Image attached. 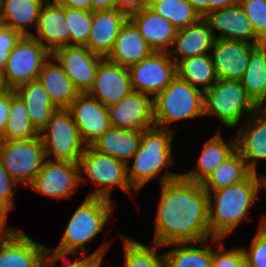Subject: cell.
<instances>
[{
  "label": "cell",
  "instance_id": "ee69618b",
  "mask_svg": "<svg viewBox=\"0 0 266 267\" xmlns=\"http://www.w3.org/2000/svg\"><path fill=\"white\" fill-rule=\"evenodd\" d=\"M107 246V243L101 245L94 253L88 254V257H81V260L77 258L72 262L71 260L66 259L64 264L69 263L65 264V267H101L104 254L107 251Z\"/></svg>",
  "mask_w": 266,
  "mask_h": 267
},
{
  "label": "cell",
  "instance_id": "3957f363",
  "mask_svg": "<svg viewBox=\"0 0 266 267\" xmlns=\"http://www.w3.org/2000/svg\"><path fill=\"white\" fill-rule=\"evenodd\" d=\"M113 209L111 200L87 196L71 216L58 247L54 252L48 249L43 267L54 265L60 258L66 259L69 253L82 251L84 255L88 254L83 245L104 229Z\"/></svg>",
  "mask_w": 266,
  "mask_h": 267
},
{
  "label": "cell",
  "instance_id": "d6986e66",
  "mask_svg": "<svg viewBox=\"0 0 266 267\" xmlns=\"http://www.w3.org/2000/svg\"><path fill=\"white\" fill-rule=\"evenodd\" d=\"M210 24L211 30H219L221 34L215 35V39H230L246 41L260 45L264 42L246 16L242 6L238 3L234 6L211 11L204 17Z\"/></svg>",
  "mask_w": 266,
  "mask_h": 267
},
{
  "label": "cell",
  "instance_id": "d590c367",
  "mask_svg": "<svg viewBox=\"0 0 266 267\" xmlns=\"http://www.w3.org/2000/svg\"><path fill=\"white\" fill-rule=\"evenodd\" d=\"M207 241H203V249L192 247L189 242L173 243L177 248L164 254L165 267H211L212 250L206 247Z\"/></svg>",
  "mask_w": 266,
  "mask_h": 267
},
{
  "label": "cell",
  "instance_id": "f6af8a7d",
  "mask_svg": "<svg viewBox=\"0 0 266 267\" xmlns=\"http://www.w3.org/2000/svg\"><path fill=\"white\" fill-rule=\"evenodd\" d=\"M11 109V89L0 94V138L4 134L6 123Z\"/></svg>",
  "mask_w": 266,
  "mask_h": 267
},
{
  "label": "cell",
  "instance_id": "30bf717a",
  "mask_svg": "<svg viewBox=\"0 0 266 267\" xmlns=\"http://www.w3.org/2000/svg\"><path fill=\"white\" fill-rule=\"evenodd\" d=\"M51 56L52 53L37 39L23 36L11 51L2 71L6 87L16 90L21 85L37 80L43 65Z\"/></svg>",
  "mask_w": 266,
  "mask_h": 267
},
{
  "label": "cell",
  "instance_id": "74e56055",
  "mask_svg": "<svg viewBox=\"0 0 266 267\" xmlns=\"http://www.w3.org/2000/svg\"><path fill=\"white\" fill-rule=\"evenodd\" d=\"M65 23L72 45L85 46L91 32L92 11L65 7Z\"/></svg>",
  "mask_w": 266,
  "mask_h": 267
},
{
  "label": "cell",
  "instance_id": "f546056e",
  "mask_svg": "<svg viewBox=\"0 0 266 267\" xmlns=\"http://www.w3.org/2000/svg\"><path fill=\"white\" fill-rule=\"evenodd\" d=\"M15 92L24 101L32 124L41 132L58 107L38 80L21 85Z\"/></svg>",
  "mask_w": 266,
  "mask_h": 267
},
{
  "label": "cell",
  "instance_id": "e0dca14e",
  "mask_svg": "<svg viewBox=\"0 0 266 267\" xmlns=\"http://www.w3.org/2000/svg\"><path fill=\"white\" fill-rule=\"evenodd\" d=\"M257 46L252 42L216 39L211 57L217 79L240 81Z\"/></svg>",
  "mask_w": 266,
  "mask_h": 267
},
{
  "label": "cell",
  "instance_id": "8fae6325",
  "mask_svg": "<svg viewBox=\"0 0 266 267\" xmlns=\"http://www.w3.org/2000/svg\"><path fill=\"white\" fill-rule=\"evenodd\" d=\"M173 53L154 51L149 56L130 66L131 88L153 98L163 91L177 75ZM173 60V61H172Z\"/></svg>",
  "mask_w": 266,
  "mask_h": 267
},
{
  "label": "cell",
  "instance_id": "f907efd6",
  "mask_svg": "<svg viewBox=\"0 0 266 267\" xmlns=\"http://www.w3.org/2000/svg\"><path fill=\"white\" fill-rule=\"evenodd\" d=\"M204 18L208 14V0H186Z\"/></svg>",
  "mask_w": 266,
  "mask_h": 267
},
{
  "label": "cell",
  "instance_id": "603a6c76",
  "mask_svg": "<svg viewBox=\"0 0 266 267\" xmlns=\"http://www.w3.org/2000/svg\"><path fill=\"white\" fill-rule=\"evenodd\" d=\"M129 20L154 51L170 52L177 29L148 6L129 14Z\"/></svg>",
  "mask_w": 266,
  "mask_h": 267
},
{
  "label": "cell",
  "instance_id": "4316f807",
  "mask_svg": "<svg viewBox=\"0 0 266 267\" xmlns=\"http://www.w3.org/2000/svg\"><path fill=\"white\" fill-rule=\"evenodd\" d=\"M45 62L38 76V81L48 92L50 99L58 108H67L80 94L59 64Z\"/></svg>",
  "mask_w": 266,
  "mask_h": 267
},
{
  "label": "cell",
  "instance_id": "f5cc1de1",
  "mask_svg": "<svg viewBox=\"0 0 266 267\" xmlns=\"http://www.w3.org/2000/svg\"><path fill=\"white\" fill-rule=\"evenodd\" d=\"M8 88L5 85L4 79H3V72L0 70V94L5 92Z\"/></svg>",
  "mask_w": 266,
  "mask_h": 267
},
{
  "label": "cell",
  "instance_id": "8d00e7d4",
  "mask_svg": "<svg viewBox=\"0 0 266 267\" xmlns=\"http://www.w3.org/2000/svg\"><path fill=\"white\" fill-rule=\"evenodd\" d=\"M123 240L125 267H165L164 254L159 257L156 253V249L163 246L153 243L150 248L124 235Z\"/></svg>",
  "mask_w": 266,
  "mask_h": 267
},
{
  "label": "cell",
  "instance_id": "2e32d148",
  "mask_svg": "<svg viewBox=\"0 0 266 267\" xmlns=\"http://www.w3.org/2000/svg\"><path fill=\"white\" fill-rule=\"evenodd\" d=\"M67 109L87 146L93 144L111 126L107 107L88 93H80Z\"/></svg>",
  "mask_w": 266,
  "mask_h": 267
},
{
  "label": "cell",
  "instance_id": "9c48e42d",
  "mask_svg": "<svg viewBox=\"0 0 266 267\" xmlns=\"http://www.w3.org/2000/svg\"><path fill=\"white\" fill-rule=\"evenodd\" d=\"M45 159L40 135L28 140H0V162L16 183L30 186Z\"/></svg>",
  "mask_w": 266,
  "mask_h": 267
},
{
  "label": "cell",
  "instance_id": "6da1fadb",
  "mask_svg": "<svg viewBox=\"0 0 266 267\" xmlns=\"http://www.w3.org/2000/svg\"><path fill=\"white\" fill-rule=\"evenodd\" d=\"M161 198L155 219L153 243L196 244L209 239L208 193L201 184L185 179L182 174L167 172L160 178Z\"/></svg>",
  "mask_w": 266,
  "mask_h": 267
},
{
  "label": "cell",
  "instance_id": "8992f818",
  "mask_svg": "<svg viewBox=\"0 0 266 267\" xmlns=\"http://www.w3.org/2000/svg\"><path fill=\"white\" fill-rule=\"evenodd\" d=\"M39 135L46 158L52 154V161L78 163L87 146L67 108H58Z\"/></svg>",
  "mask_w": 266,
  "mask_h": 267
},
{
  "label": "cell",
  "instance_id": "277c9868",
  "mask_svg": "<svg viewBox=\"0 0 266 267\" xmlns=\"http://www.w3.org/2000/svg\"><path fill=\"white\" fill-rule=\"evenodd\" d=\"M173 134L174 131L170 127L166 129L152 126L142 131L140 145L132 156L133 166L127 165L128 180L136 191L156 177L163 168L173 164L171 155Z\"/></svg>",
  "mask_w": 266,
  "mask_h": 267
},
{
  "label": "cell",
  "instance_id": "b9f144b4",
  "mask_svg": "<svg viewBox=\"0 0 266 267\" xmlns=\"http://www.w3.org/2000/svg\"><path fill=\"white\" fill-rule=\"evenodd\" d=\"M23 35L11 27L0 24V70L3 71L11 51Z\"/></svg>",
  "mask_w": 266,
  "mask_h": 267
},
{
  "label": "cell",
  "instance_id": "4dcf8cb0",
  "mask_svg": "<svg viewBox=\"0 0 266 267\" xmlns=\"http://www.w3.org/2000/svg\"><path fill=\"white\" fill-rule=\"evenodd\" d=\"M240 82L247 96L258 108H262L266 101V43L258 45L252 51Z\"/></svg>",
  "mask_w": 266,
  "mask_h": 267
},
{
  "label": "cell",
  "instance_id": "836d02e7",
  "mask_svg": "<svg viewBox=\"0 0 266 267\" xmlns=\"http://www.w3.org/2000/svg\"><path fill=\"white\" fill-rule=\"evenodd\" d=\"M39 133L31 122L24 101L15 90H11L10 115L0 140H28L39 136Z\"/></svg>",
  "mask_w": 266,
  "mask_h": 267
},
{
  "label": "cell",
  "instance_id": "ba28073f",
  "mask_svg": "<svg viewBox=\"0 0 266 267\" xmlns=\"http://www.w3.org/2000/svg\"><path fill=\"white\" fill-rule=\"evenodd\" d=\"M80 183L85 178L82 172L87 174L92 182L99 188L91 192L89 197H101L111 200L110 191L114 186L131 194L134 189L128 180L127 164L110 155L97 152L91 146H86L84 153L78 161ZM102 186V188H101Z\"/></svg>",
  "mask_w": 266,
  "mask_h": 267
},
{
  "label": "cell",
  "instance_id": "60d3db41",
  "mask_svg": "<svg viewBox=\"0 0 266 267\" xmlns=\"http://www.w3.org/2000/svg\"><path fill=\"white\" fill-rule=\"evenodd\" d=\"M218 247V251L212 250L211 267H240L245 261L242 248L224 250L223 244H220Z\"/></svg>",
  "mask_w": 266,
  "mask_h": 267
},
{
  "label": "cell",
  "instance_id": "7a4b0ae2",
  "mask_svg": "<svg viewBox=\"0 0 266 267\" xmlns=\"http://www.w3.org/2000/svg\"><path fill=\"white\" fill-rule=\"evenodd\" d=\"M266 189V176L251 173L245 180L208 194V221L212 241H220L247 218L249 207L259 201L258 191ZM215 201L213 205L212 201Z\"/></svg>",
  "mask_w": 266,
  "mask_h": 267
},
{
  "label": "cell",
  "instance_id": "f35d334b",
  "mask_svg": "<svg viewBox=\"0 0 266 267\" xmlns=\"http://www.w3.org/2000/svg\"><path fill=\"white\" fill-rule=\"evenodd\" d=\"M250 250L242 248L245 261L250 267H266V216L260 221L258 231L252 239Z\"/></svg>",
  "mask_w": 266,
  "mask_h": 267
},
{
  "label": "cell",
  "instance_id": "7bdbcfd3",
  "mask_svg": "<svg viewBox=\"0 0 266 267\" xmlns=\"http://www.w3.org/2000/svg\"><path fill=\"white\" fill-rule=\"evenodd\" d=\"M13 186H17V183L9 176L6 169L0 162V201L9 209H13L15 204L13 194L17 189H13Z\"/></svg>",
  "mask_w": 266,
  "mask_h": 267
},
{
  "label": "cell",
  "instance_id": "cb8c5ba5",
  "mask_svg": "<svg viewBox=\"0 0 266 267\" xmlns=\"http://www.w3.org/2000/svg\"><path fill=\"white\" fill-rule=\"evenodd\" d=\"M154 50L148 45L136 26L128 19L115 39L113 49L106 57L112 63L129 68Z\"/></svg>",
  "mask_w": 266,
  "mask_h": 267
},
{
  "label": "cell",
  "instance_id": "ac0fdd59",
  "mask_svg": "<svg viewBox=\"0 0 266 267\" xmlns=\"http://www.w3.org/2000/svg\"><path fill=\"white\" fill-rule=\"evenodd\" d=\"M130 91L129 69L105 58L100 63L94 83L87 93L108 107L120 102Z\"/></svg>",
  "mask_w": 266,
  "mask_h": 267
},
{
  "label": "cell",
  "instance_id": "484cf974",
  "mask_svg": "<svg viewBox=\"0 0 266 267\" xmlns=\"http://www.w3.org/2000/svg\"><path fill=\"white\" fill-rule=\"evenodd\" d=\"M142 137L141 131L110 126L90 146L97 152L115 157L128 165L129 159L137 152Z\"/></svg>",
  "mask_w": 266,
  "mask_h": 267
},
{
  "label": "cell",
  "instance_id": "44dd1931",
  "mask_svg": "<svg viewBox=\"0 0 266 267\" xmlns=\"http://www.w3.org/2000/svg\"><path fill=\"white\" fill-rule=\"evenodd\" d=\"M35 30L38 36L31 34V37L37 39L51 53L58 48L72 45L70 32L65 23V7L51 0L43 3Z\"/></svg>",
  "mask_w": 266,
  "mask_h": 267
},
{
  "label": "cell",
  "instance_id": "f1b7e54d",
  "mask_svg": "<svg viewBox=\"0 0 266 267\" xmlns=\"http://www.w3.org/2000/svg\"><path fill=\"white\" fill-rule=\"evenodd\" d=\"M236 151V139L225 143L220 134L210 138L205 144L198 159L197 170L184 173L182 176L192 182L202 184L212 171Z\"/></svg>",
  "mask_w": 266,
  "mask_h": 267
},
{
  "label": "cell",
  "instance_id": "c3c4849f",
  "mask_svg": "<svg viewBox=\"0 0 266 267\" xmlns=\"http://www.w3.org/2000/svg\"><path fill=\"white\" fill-rule=\"evenodd\" d=\"M91 11L116 9V0H90Z\"/></svg>",
  "mask_w": 266,
  "mask_h": 267
},
{
  "label": "cell",
  "instance_id": "d4e9b609",
  "mask_svg": "<svg viewBox=\"0 0 266 267\" xmlns=\"http://www.w3.org/2000/svg\"><path fill=\"white\" fill-rule=\"evenodd\" d=\"M215 40L214 31L211 30L209 22L201 18L195 24L177 30L173 41L176 46L172 51L175 54L173 60L177 64L180 61L178 58L180 55L184 59L209 54L207 51L213 48Z\"/></svg>",
  "mask_w": 266,
  "mask_h": 267
},
{
  "label": "cell",
  "instance_id": "9a60e30c",
  "mask_svg": "<svg viewBox=\"0 0 266 267\" xmlns=\"http://www.w3.org/2000/svg\"><path fill=\"white\" fill-rule=\"evenodd\" d=\"M107 111L114 127L142 132L154 126L153 99L141 92L130 91L120 102L108 106Z\"/></svg>",
  "mask_w": 266,
  "mask_h": 267
},
{
  "label": "cell",
  "instance_id": "ffe728a7",
  "mask_svg": "<svg viewBox=\"0 0 266 267\" xmlns=\"http://www.w3.org/2000/svg\"><path fill=\"white\" fill-rule=\"evenodd\" d=\"M129 15L119 9L92 12V25L89 40L85 45L92 53L106 58L113 49L121 27Z\"/></svg>",
  "mask_w": 266,
  "mask_h": 267
},
{
  "label": "cell",
  "instance_id": "7dc6e473",
  "mask_svg": "<svg viewBox=\"0 0 266 267\" xmlns=\"http://www.w3.org/2000/svg\"><path fill=\"white\" fill-rule=\"evenodd\" d=\"M53 2L64 7L91 11L90 0H53Z\"/></svg>",
  "mask_w": 266,
  "mask_h": 267
},
{
  "label": "cell",
  "instance_id": "7402d4cb",
  "mask_svg": "<svg viewBox=\"0 0 266 267\" xmlns=\"http://www.w3.org/2000/svg\"><path fill=\"white\" fill-rule=\"evenodd\" d=\"M238 131L236 150L245 159L252 173H257V160H266V107L257 109Z\"/></svg>",
  "mask_w": 266,
  "mask_h": 267
},
{
  "label": "cell",
  "instance_id": "83f0119b",
  "mask_svg": "<svg viewBox=\"0 0 266 267\" xmlns=\"http://www.w3.org/2000/svg\"><path fill=\"white\" fill-rule=\"evenodd\" d=\"M46 0H0V24L11 27L23 36H31L27 26L36 28L38 15Z\"/></svg>",
  "mask_w": 266,
  "mask_h": 267
},
{
  "label": "cell",
  "instance_id": "52a82bcc",
  "mask_svg": "<svg viewBox=\"0 0 266 267\" xmlns=\"http://www.w3.org/2000/svg\"><path fill=\"white\" fill-rule=\"evenodd\" d=\"M257 109L240 81L217 79V82L204 92V115L217 116L227 127L238 125L242 112L245 111L251 116Z\"/></svg>",
  "mask_w": 266,
  "mask_h": 267
},
{
  "label": "cell",
  "instance_id": "db71d44e",
  "mask_svg": "<svg viewBox=\"0 0 266 267\" xmlns=\"http://www.w3.org/2000/svg\"><path fill=\"white\" fill-rule=\"evenodd\" d=\"M240 267H250V266H249V264H248L246 261H244V262L240 265Z\"/></svg>",
  "mask_w": 266,
  "mask_h": 267
},
{
  "label": "cell",
  "instance_id": "ab89813d",
  "mask_svg": "<svg viewBox=\"0 0 266 267\" xmlns=\"http://www.w3.org/2000/svg\"><path fill=\"white\" fill-rule=\"evenodd\" d=\"M257 36L266 43V0H239Z\"/></svg>",
  "mask_w": 266,
  "mask_h": 267
},
{
  "label": "cell",
  "instance_id": "bcb514c9",
  "mask_svg": "<svg viewBox=\"0 0 266 267\" xmlns=\"http://www.w3.org/2000/svg\"><path fill=\"white\" fill-rule=\"evenodd\" d=\"M148 6V0H116V8L128 15Z\"/></svg>",
  "mask_w": 266,
  "mask_h": 267
},
{
  "label": "cell",
  "instance_id": "5bb4252c",
  "mask_svg": "<svg viewBox=\"0 0 266 267\" xmlns=\"http://www.w3.org/2000/svg\"><path fill=\"white\" fill-rule=\"evenodd\" d=\"M80 184L78 163L47 160L30 185L35 191L53 198H67Z\"/></svg>",
  "mask_w": 266,
  "mask_h": 267
},
{
  "label": "cell",
  "instance_id": "816d5d0a",
  "mask_svg": "<svg viewBox=\"0 0 266 267\" xmlns=\"http://www.w3.org/2000/svg\"><path fill=\"white\" fill-rule=\"evenodd\" d=\"M8 211L9 209L0 201V233L3 230H11V228H5Z\"/></svg>",
  "mask_w": 266,
  "mask_h": 267
},
{
  "label": "cell",
  "instance_id": "d6a6232c",
  "mask_svg": "<svg viewBox=\"0 0 266 267\" xmlns=\"http://www.w3.org/2000/svg\"><path fill=\"white\" fill-rule=\"evenodd\" d=\"M176 71L180 78L190 83L193 87L197 88L196 84L202 85L201 90L203 93L217 82L210 54L180 59L176 64Z\"/></svg>",
  "mask_w": 266,
  "mask_h": 267
},
{
  "label": "cell",
  "instance_id": "e575fe53",
  "mask_svg": "<svg viewBox=\"0 0 266 267\" xmlns=\"http://www.w3.org/2000/svg\"><path fill=\"white\" fill-rule=\"evenodd\" d=\"M148 7L179 30L195 24L202 17L186 0H148Z\"/></svg>",
  "mask_w": 266,
  "mask_h": 267
},
{
  "label": "cell",
  "instance_id": "4fadbf2b",
  "mask_svg": "<svg viewBox=\"0 0 266 267\" xmlns=\"http://www.w3.org/2000/svg\"><path fill=\"white\" fill-rule=\"evenodd\" d=\"M48 248L17 229L0 233V267H43Z\"/></svg>",
  "mask_w": 266,
  "mask_h": 267
},
{
  "label": "cell",
  "instance_id": "5b68a950",
  "mask_svg": "<svg viewBox=\"0 0 266 267\" xmlns=\"http://www.w3.org/2000/svg\"><path fill=\"white\" fill-rule=\"evenodd\" d=\"M152 99L154 126L160 128L169 129L167 124L173 121L204 115V93L178 75Z\"/></svg>",
  "mask_w": 266,
  "mask_h": 267
},
{
  "label": "cell",
  "instance_id": "681fc988",
  "mask_svg": "<svg viewBox=\"0 0 266 267\" xmlns=\"http://www.w3.org/2000/svg\"><path fill=\"white\" fill-rule=\"evenodd\" d=\"M238 3L239 0H208V13L217 9L234 6Z\"/></svg>",
  "mask_w": 266,
  "mask_h": 267
},
{
  "label": "cell",
  "instance_id": "7c38bea8",
  "mask_svg": "<svg viewBox=\"0 0 266 267\" xmlns=\"http://www.w3.org/2000/svg\"><path fill=\"white\" fill-rule=\"evenodd\" d=\"M80 93H87L94 83L96 73L104 57L92 53L86 46L69 45L52 53Z\"/></svg>",
  "mask_w": 266,
  "mask_h": 267
},
{
  "label": "cell",
  "instance_id": "1f68e13d",
  "mask_svg": "<svg viewBox=\"0 0 266 267\" xmlns=\"http://www.w3.org/2000/svg\"><path fill=\"white\" fill-rule=\"evenodd\" d=\"M251 173L245 159L236 150L215 168L201 185L208 194H211L212 190L233 186L245 180Z\"/></svg>",
  "mask_w": 266,
  "mask_h": 267
}]
</instances>
